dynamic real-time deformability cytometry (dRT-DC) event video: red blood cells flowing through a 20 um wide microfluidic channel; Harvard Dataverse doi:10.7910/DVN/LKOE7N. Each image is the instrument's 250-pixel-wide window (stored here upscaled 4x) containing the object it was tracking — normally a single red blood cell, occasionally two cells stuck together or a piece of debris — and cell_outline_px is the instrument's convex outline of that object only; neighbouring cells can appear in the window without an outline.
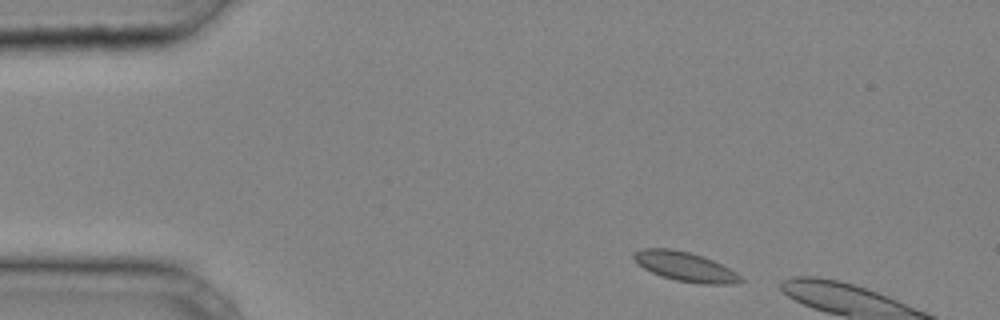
{"species": "common noctule bat (a hibernating species)", "species_latin": "Nyctalus noctula", "temperature_condition": "cold", "stored_images_in_passage": 4, "camera_frame_rate_fps": 3000, "um_per_image_px": 0.085, "animal": {"sex": "male", "body_mass_g": 20.4}, "frame": {"image": 1, "passage_image": 4, "time_ms": 1.0, "image_size_px": [1000, 320], "cell_outline_px": [[744, 280], [736, 284], [704, 284], [676, 280], [660, 276], [636, 264], [632, 256], [632, 252], [644, 248], [672, 248], [688, 252], [712, 260], [736, 272]], "centroid_in_image_um": [58.19, 22.66], "position_along_channel_um": 26.8, "area_um2": 18.26}}